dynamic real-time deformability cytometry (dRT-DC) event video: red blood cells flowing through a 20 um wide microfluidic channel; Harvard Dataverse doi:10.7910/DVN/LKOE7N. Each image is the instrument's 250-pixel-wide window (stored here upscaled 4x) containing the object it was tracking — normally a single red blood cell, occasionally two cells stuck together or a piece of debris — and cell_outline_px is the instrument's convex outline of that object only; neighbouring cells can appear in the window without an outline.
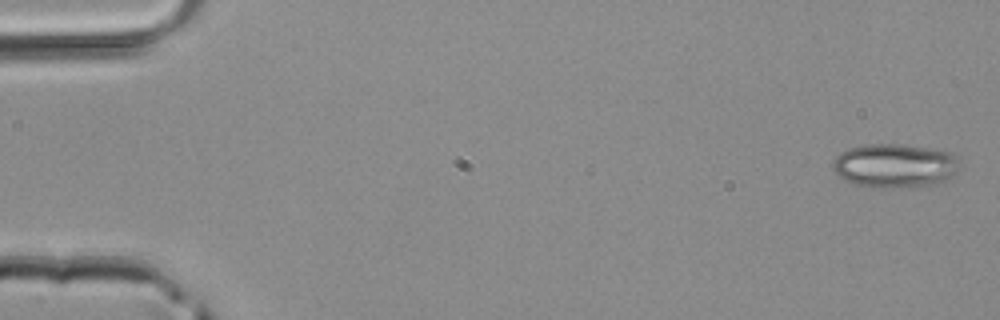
{"species": "common noctule bat (a hibernating species)", "species_latin": "Nyctalus noctula", "temperature_condition": "room temperature", "stored_images_in_passage": 4, "camera_frame_rate_fps": 3000, "um_per_image_px": 0.085, "animal": {"sex": "male", "body_mass_g": 20.4}, "frame": {"image": 1, "passage_image": 1, "time_ms": 0.0, "image_size_px": [1000, 320], "cell_outline_px": [[960, 160], [956, 172], [944, 180], [936, 184], [908, 188], [872, 188], [856, 184], [844, 180], [832, 168], [832, 160], [840, 152], [848, 148], [868, 144], [896, 144], [952, 152]], "centroid_in_image_um": [76.03, 14.1], "position_along_channel_um": 9.0, "area_um2": 32.66}}